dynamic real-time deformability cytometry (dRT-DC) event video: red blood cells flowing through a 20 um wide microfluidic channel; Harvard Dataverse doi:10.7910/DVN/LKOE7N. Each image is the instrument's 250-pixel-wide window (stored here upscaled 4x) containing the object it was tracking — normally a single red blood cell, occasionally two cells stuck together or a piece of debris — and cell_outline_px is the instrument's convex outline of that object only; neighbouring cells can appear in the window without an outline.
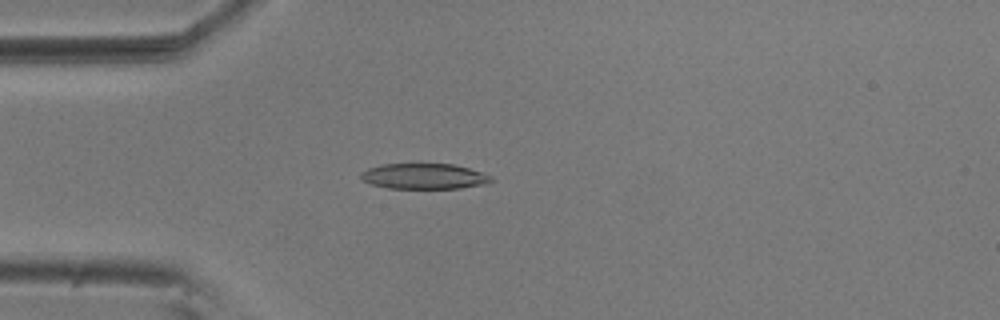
{"species": "common noctule bat (a hibernating species)", "species_latin": "Nyctalus noctula", "temperature_condition": "room temperature", "stored_images_in_passage": 53, "camera_frame_rate_fps": 3000, "um_per_image_px": 0.085, "animal": {"sex": "male", "body_mass_g": 20.5, "forearm_length_mm": 52.5}, "frame": {"image": 1, "passage_image": 13, "time_ms": 4.0, "image_size_px": [1000, 320], "cell_outline_px": [[492, 180], [488, 184], [460, 188], [388, 188], [372, 184], [364, 180], [360, 176], [360, 172], [368, 168], [380, 164], [452, 164], [468, 168], [492, 176]], "centroid_in_image_um": [36.04, 14.98], "position_along_channel_um": 49.0, "area_um2": 19.31}}
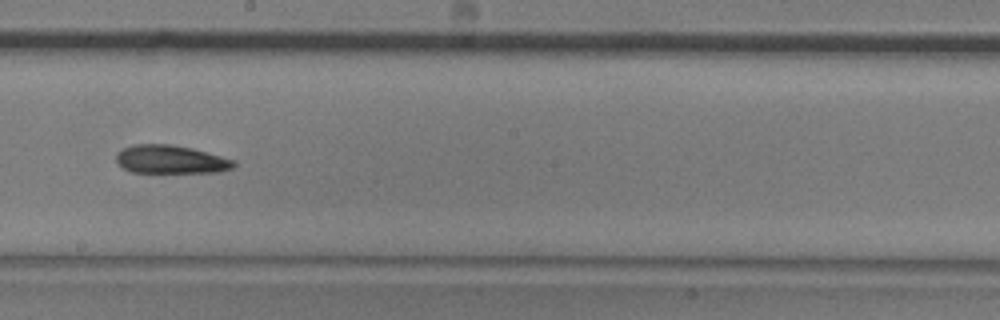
{"frame": {"image": 2, "passage_image": 29, "time_ms": 9.333, "image_size_px": [1000, 320], "cell_outline_px": [[236, 164], [232, 168], [220, 172], [128, 172], [116, 164], [116, 152], [132, 144], [172, 144], [192, 148], [236, 160]], "centroid_in_image_um": [14.48, 13.55], "position_along_channel_um": 233.7, "area_um2": 19.65}}
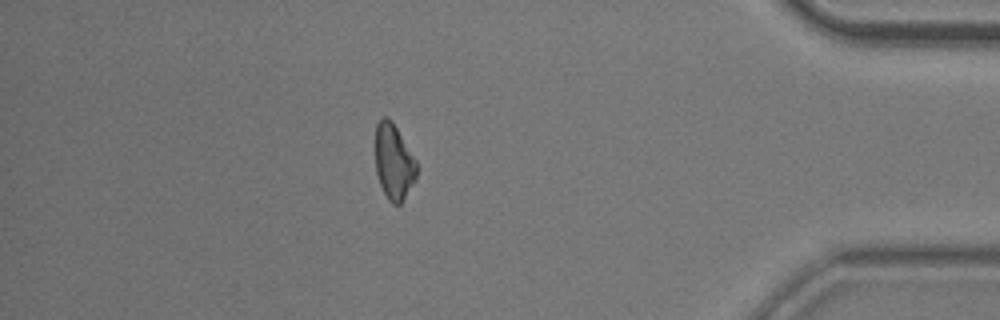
{"frame": {"image": 3, "passage_image": 46, "time_ms": 15.0, "image_size_px": [1000, 320], "cell_outline_px": [[416, 180], [404, 200], [400, 204], [392, 204], [388, 200], [380, 184], [376, 172], [376, 124], [384, 116], [388, 116], [392, 120], [416, 160]], "centroid_in_image_um": [33.48, 13.77], "position_along_channel_um": 401.7, "area_um2": 18.21}, "authors_computed_cell_mechanics": {"area_um2": 19.5942, "velocity_mm_per_s": 3.6864, "shape_relaxation_time_tau1_ms": 4.5998, "shape_relaxation_time_tau2_ms": 6.4411, "deformation_change_tau1": 0.13, "deformation_change_tau2": 0.1821}}